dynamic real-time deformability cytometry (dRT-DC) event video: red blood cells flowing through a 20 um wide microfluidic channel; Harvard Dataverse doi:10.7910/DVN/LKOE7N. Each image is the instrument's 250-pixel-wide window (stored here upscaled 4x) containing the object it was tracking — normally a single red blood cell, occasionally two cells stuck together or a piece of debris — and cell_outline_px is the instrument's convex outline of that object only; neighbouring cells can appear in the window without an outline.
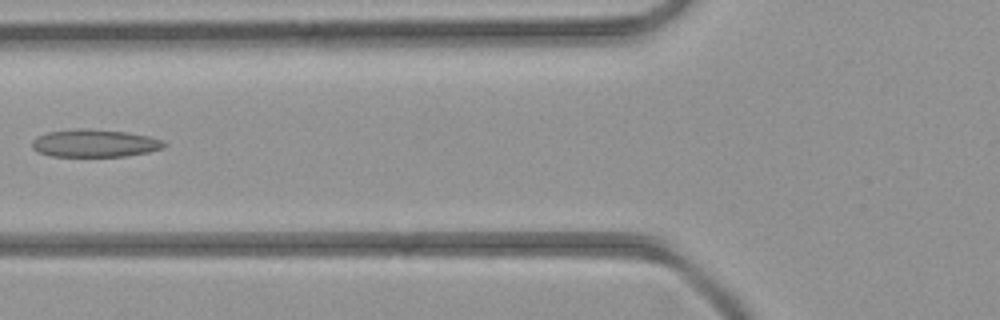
{"species": "common noctule bat (a hibernating species)", "species_latin": "Nyctalus noctula", "temperature_condition": "room temperature", "stored_images_in_passage": 7, "camera_frame_rate_fps": 3000, "um_per_image_px": 0.085, "animal": {"sex": "female", "body_mass_g": 21.9}, "frame": {"image": 1, "passage_image": 7, "time_ms": 7.0, "image_size_px": [1000, 320], "cell_outline_px": [[168, 144], [164, 148], [148, 152], [124, 156], [52, 156], [36, 152], [32, 148], [32, 140], [36, 136], [48, 132], [76, 128], [84, 128], [124, 132], [148, 136], [160, 140]], "centroid_in_image_um": [8.0, 12.17], "position_along_channel_um": 117.8, "area_um2": 21.27}}